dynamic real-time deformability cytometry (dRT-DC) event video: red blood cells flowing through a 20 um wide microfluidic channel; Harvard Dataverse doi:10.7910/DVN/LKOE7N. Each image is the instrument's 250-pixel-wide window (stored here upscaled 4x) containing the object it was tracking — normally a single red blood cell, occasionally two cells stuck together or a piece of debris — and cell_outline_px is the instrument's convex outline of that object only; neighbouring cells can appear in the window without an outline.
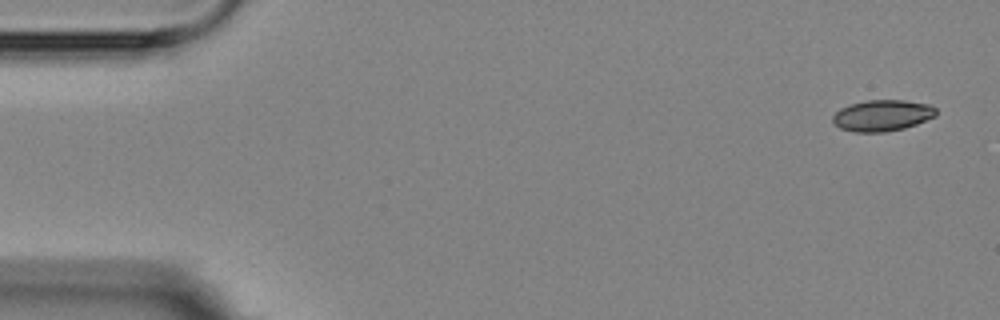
{"species": "Egyptian fruit bat (a non-hibernating species)", "species_latin": "Rousettus aegyptiacus", "temperature_condition": "room temperature", "stored_images_in_passage": 6, "camera_frame_rate_fps": 3000, "um_per_image_px": 0.085, "animal": {"sex": "female"}, "frame": {"image": 1, "passage_image": 1, "time_ms": 0.0, "image_size_px": [1000, 320], "cell_outline_px": [[936, 116], [916, 124], [904, 128], [884, 132], [856, 132], [840, 128], [832, 120], [832, 116], [840, 108], [848, 104], [868, 100], [904, 100], [928, 104], [936, 108]], "centroid_in_image_um": [74.99, 9.81], "position_along_channel_um": 10.0, "area_um2": 18.79}}